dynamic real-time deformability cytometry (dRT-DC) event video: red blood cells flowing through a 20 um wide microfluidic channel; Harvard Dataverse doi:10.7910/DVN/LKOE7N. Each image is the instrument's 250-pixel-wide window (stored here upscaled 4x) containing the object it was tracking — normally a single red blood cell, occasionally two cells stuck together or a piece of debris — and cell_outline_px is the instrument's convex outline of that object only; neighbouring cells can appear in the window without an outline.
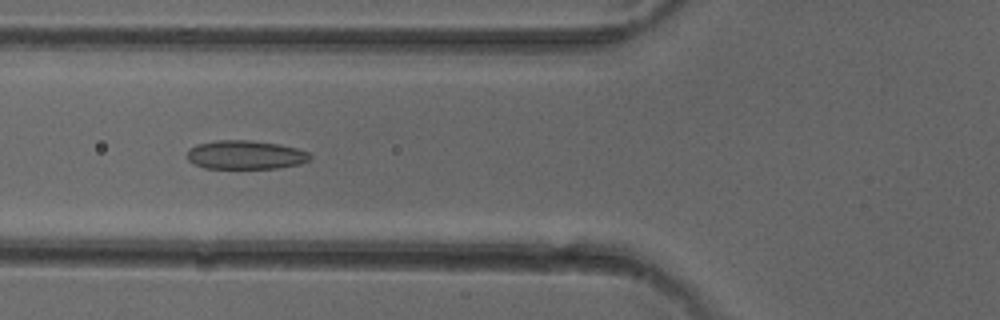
{"species": "common noctule bat (a hibernating species)", "species_latin": "Nyctalus noctula", "temperature_condition": "cold", "stored_images_in_passage": 41, "camera_frame_rate_fps": 3000, "um_per_image_px": 0.085, "animal": {"sex": "female"}, "frame": {"image": 1, "passage_image": 17, "time_ms": 5.333, "image_size_px": [1000, 320], "cell_outline_px": [[312, 160], [300, 164], [276, 168], [204, 168], [188, 160], [188, 148], [196, 144], [216, 140], [252, 140], [280, 144], [296, 148], [308, 152], [312, 156]], "centroid_in_image_um": [20.89, 13.15], "position_along_channel_um": 104.9, "area_um2": 20.75}}
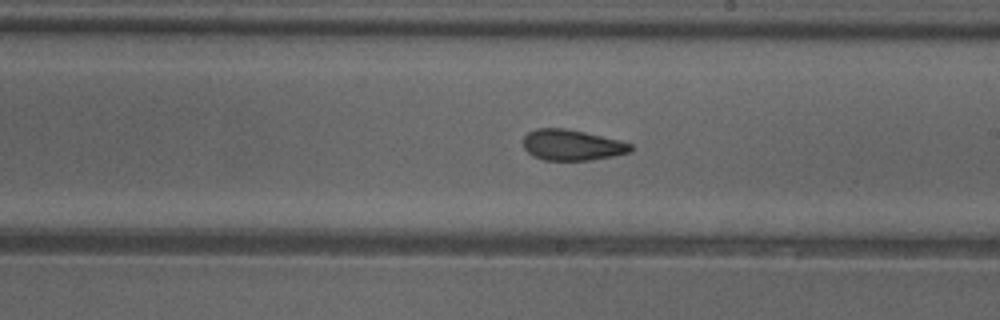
{"frame": {"image": 2, "passage_image": 27, "time_ms": 8.667, "image_size_px": [1000, 320], "cell_outline_px": [[632, 152], [592, 160], [544, 160], [532, 156], [524, 148], [524, 136], [528, 132], [536, 128], [564, 128], [584, 132], [620, 140], [632, 144]], "centroid_in_image_um": [48.62, 12.33], "position_along_channel_um": 240.4, "area_um2": 19.31}}
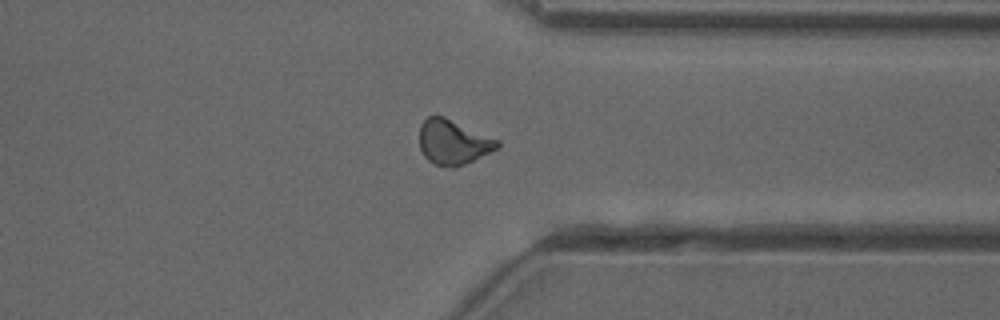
{"frame": {"image": 3, "passage_image": 37, "time_ms": 12.0, "image_size_px": [1000, 320], "cell_outline_px": [[500, 148], [464, 164], [452, 168], [436, 164], [428, 160], [424, 156], [420, 148], [420, 124], [428, 116], [444, 116], [500, 140]], "centroid_in_image_um": [38.54, 12.07], "position_along_channel_um": 372.9, "area_um2": 20.35}, "authors_computed_cell_mechanics": {"area_um2": 20.23, "velocity_mm_per_s": 4.0487, "shape_relaxation_time_tau1_ms": null, "shape_relaxation_time_tau2_ms": 1.9549, "deformation_change_tau1": null, "deformation_change_tau2": 0.0895}}